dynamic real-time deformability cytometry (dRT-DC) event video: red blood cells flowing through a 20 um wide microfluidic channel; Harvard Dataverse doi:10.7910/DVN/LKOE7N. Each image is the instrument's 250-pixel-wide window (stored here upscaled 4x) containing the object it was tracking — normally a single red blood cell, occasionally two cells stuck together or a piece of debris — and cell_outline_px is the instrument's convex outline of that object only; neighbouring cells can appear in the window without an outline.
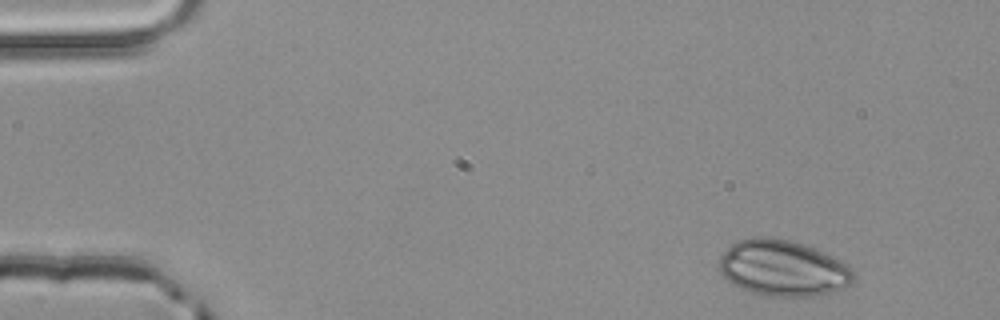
{"species": "common noctule bat (a hibernating species)", "species_latin": "Nyctalus noctula", "temperature_condition": "room temperature", "stored_images_in_passage": 3, "camera_frame_rate_fps": 3000, "um_per_image_px": 0.085, "animal": {"sex": "male", "body_mass_g": 20.4}, "frame": {"image": 1, "passage_image": 1, "time_ms": 0.0, "image_size_px": [1000, 320], "cell_outline_px": [[856, 280], [852, 284], [844, 288], [812, 296], [768, 296], [752, 292], [732, 284], [720, 272], [720, 256], [736, 240], [752, 236], [772, 236], [804, 244], [844, 264], [856, 276]], "centroid_in_image_um": [66.51, 22.78], "position_along_channel_um": 18.5, "area_um2": 43.41}}